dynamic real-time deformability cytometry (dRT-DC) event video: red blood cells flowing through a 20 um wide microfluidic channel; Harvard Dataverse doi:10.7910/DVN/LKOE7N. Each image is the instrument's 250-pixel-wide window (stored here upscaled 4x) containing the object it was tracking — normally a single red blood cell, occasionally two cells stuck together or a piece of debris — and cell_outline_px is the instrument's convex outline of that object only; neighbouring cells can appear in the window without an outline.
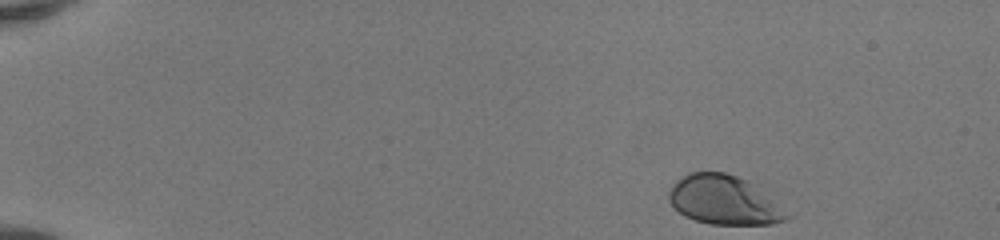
{"species": "human", "species_latin": "Homo sapiens", "temperature_condition": "room temperature", "stored_images_in_passage": 45, "camera_frame_rate_fps": 3000, "um_per_image_px": 0.085, "donor": {"sex": "female"}, "frame": {"image": 1, "passage_image": 1, "time_ms": 0.0, "image_size_px": [1000, 240], "cell_outline_px": [[792, 216], [784, 220], [772, 224], [712, 224], [696, 220], [684, 216], [668, 200], [668, 192], [672, 184], [676, 180], [688, 172], [724, 172], [748, 180]], "centroid_in_image_um": [61.5, 17.0], "position_along_channel_um": 23.5, "area_um2": 33.41}}
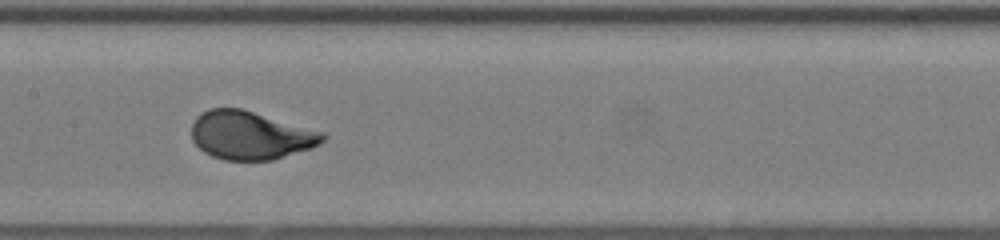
{"frame": {"image": 2, "passage_image": 22, "time_ms": 7.0, "image_size_px": [1000, 240], "cell_outline_px": [[328, 136], [320, 144], [312, 148], [272, 160], [224, 160], [212, 156], [204, 152], [192, 140], [192, 124], [196, 116], [200, 112], [208, 108], [240, 108], [324, 132]], "centroid_in_image_um": [21.28, 11.5], "position_along_channel_um": 186.1, "area_um2": 36.99}}
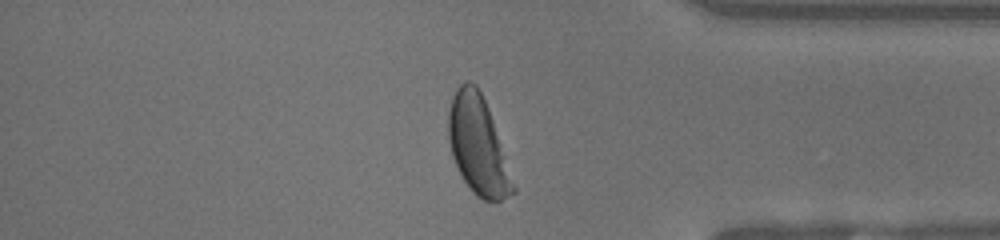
{"frame": {"image": 3, "passage_image": 38, "time_ms": 12.333, "image_size_px": [1000, 240], "cell_outline_px": [[516, 192], [500, 200], [484, 200], [476, 196], [472, 192], [464, 180], [452, 156], [448, 140], [448, 112], [452, 96], [456, 88], [464, 80], [468, 80], [476, 84], [484, 100], [492, 120], [516, 188]], "centroid_in_image_um": [40.6, 12.34], "position_along_channel_um": 394.6, "area_um2": 36.47}, "authors_computed_cell_mechanics": {"area_um2": 36.992, "velocity_mm_per_s": 4.1255, "shape_relaxation_time_tau1_ms": 2.4872, "shape_relaxation_time_tau2_ms": null, "deformation_change_tau1": 0.1553, "deformation_change_tau2": null}}